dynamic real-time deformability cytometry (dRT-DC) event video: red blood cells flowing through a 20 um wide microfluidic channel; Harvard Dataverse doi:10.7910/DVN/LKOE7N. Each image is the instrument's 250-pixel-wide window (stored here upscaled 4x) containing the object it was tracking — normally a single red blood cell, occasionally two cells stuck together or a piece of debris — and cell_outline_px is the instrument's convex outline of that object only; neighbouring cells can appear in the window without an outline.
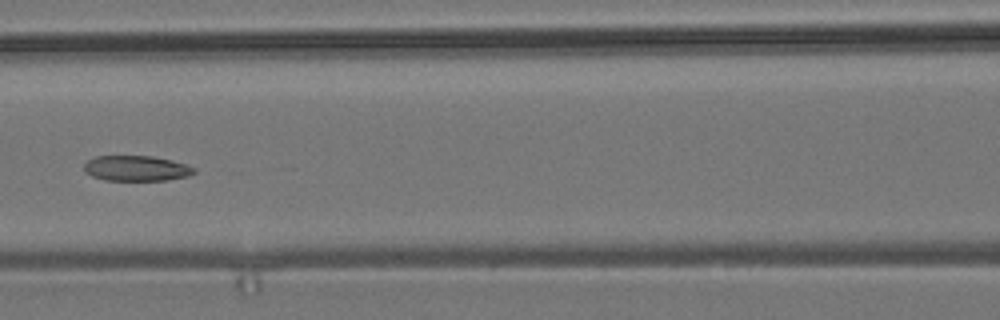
{"species": "common noctule bat (a hibernating species)", "species_latin": "Nyctalus noctula", "temperature_condition": "room temperature", "stored_images_in_passage": 6, "camera_frame_rate_fps": 3000, "um_per_image_px": 0.085, "animal": {"sex": "male", "body_mass_g": 19.2, "forearm_length_mm": 51.8}, "frame": {"image": 1, "passage_image": 6, "time_ms": 6.667, "image_size_px": [1000, 320], "cell_outline_px": [[196, 172], [188, 176], [168, 180], [104, 180], [92, 176], [84, 172], [84, 164], [88, 160], [96, 156], [152, 156], [172, 160], [196, 168]], "centroid_in_image_um": [11.59, 14.31], "position_along_channel_um": 155.0, "area_um2": 16.3}}